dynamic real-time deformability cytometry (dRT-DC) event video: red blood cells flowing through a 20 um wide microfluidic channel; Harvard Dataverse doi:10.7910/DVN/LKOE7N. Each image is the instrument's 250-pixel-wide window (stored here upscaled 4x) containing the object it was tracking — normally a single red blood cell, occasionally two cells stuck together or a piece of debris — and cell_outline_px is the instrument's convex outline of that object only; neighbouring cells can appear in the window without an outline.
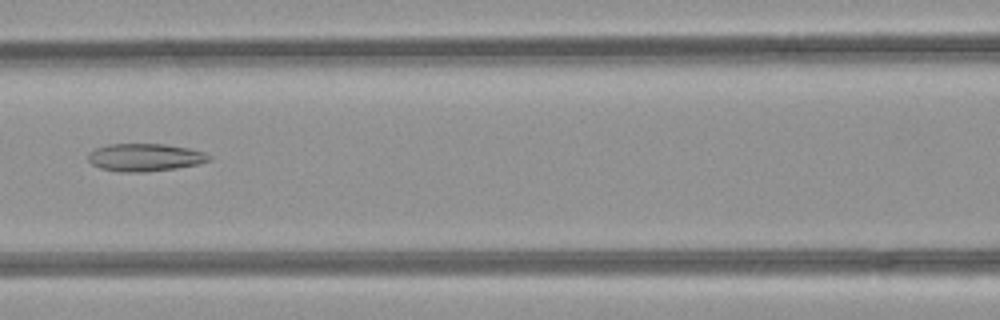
{"species": "common noctule bat (a hibernating species)", "species_latin": "Nyctalus noctula", "temperature_condition": "room temperature", "stored_images_in_passage": 47, "camera_frame_rate_fps": 3000, "um_per_image_px": 0.085, "animal": {"sex": "female", "body_mass_g": 21.9}, "frame": {"image": 1, "passage_image": 21, "time_ms": 6.667, "image_size_px": [1000, 320], "cell_outline_px": [[212, 156], [208, 160], [196, 164], [176, 168], [144, 172], [120, 172], [100, 168], [92, 164], [88, 160], [88, 152], [96, 148], [108, 144], [164, 144], [188, 148], [204, 152]], "centroid_in_image_um": [12.28, 13.37], "position_along_channel_um": 154.3, "area_um2": 19.42}}
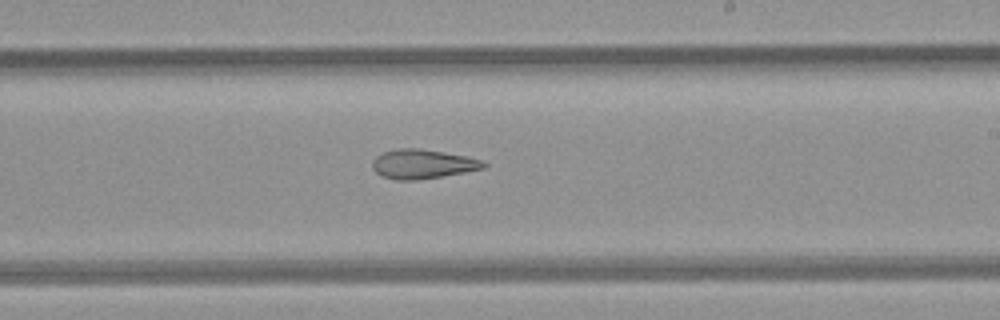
{"frame": {"image": 2, "passage_image": 28, "time_ms": 9.0, "image_size_px": [1000, 320], "cell_outline_px": [[488, 164], [484, 168], [464, 172], [416, 180], [396, 180], [384, 176], [376, 172], [372, 168], [372, 160], [376, 156], [384, 152], [396, 148], [420, 148], [464, 156], [480, 160]], "centroid_in_image_um": [35.88, 13.94], "position_along_channel_um": 253.1, "area_um2": 18.73}}
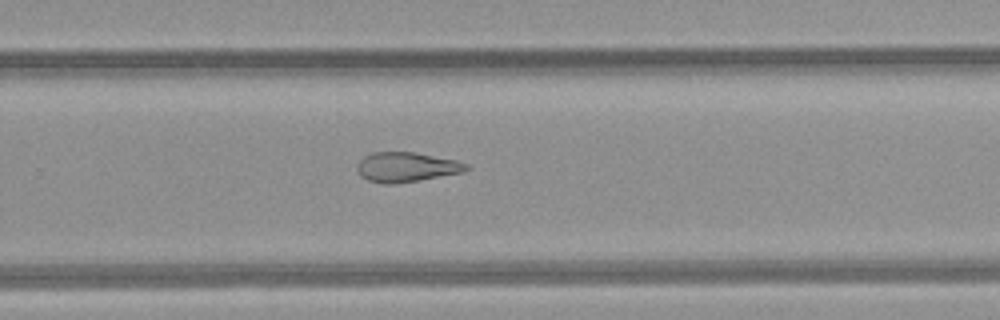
{"frame": {"image": 3, "passage_image": 31, "time_ms": 10.0, "image_size_px": [1000, 320], "cell_outline_px": [[472, 168], [460, 172], [420, 180], [392, 184], [384, 184], [368, 180], [360, 176], [356, 168], [356, 164], [364, 156], [372, 152], [416, 152], [456, 160], [468, 164]], "centroid_in_image_um": [34.51, 14.19], "position_along_channel_um": 295.3, "area_um2": 18.96}, "authors_computed_cell_mechanics": {"area_um2": 22.831, "velocity_mm_per_s": 4.238, "shape_relaxation_time_tau1_ms": null, "shape_relaxation_time_tau2_ms": 5.3432, "deformation_change_tau1": null, "deformation_change_tau2": 0.1643}}